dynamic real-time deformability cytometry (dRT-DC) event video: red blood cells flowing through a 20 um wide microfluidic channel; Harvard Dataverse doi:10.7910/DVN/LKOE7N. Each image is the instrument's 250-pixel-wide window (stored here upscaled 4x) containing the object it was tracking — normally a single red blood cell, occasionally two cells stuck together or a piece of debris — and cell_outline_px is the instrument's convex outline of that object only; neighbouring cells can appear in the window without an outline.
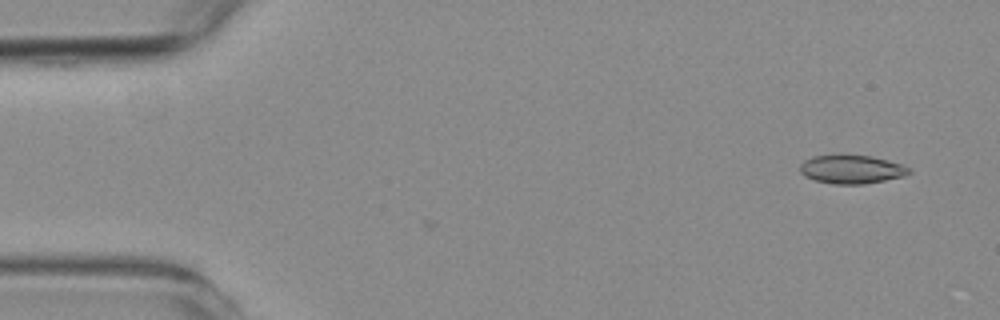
{"species": "common noctule bat (a hibernating species)", "species_latin": "Nyctalus noctula", "temperature_condition": "room temperature", "stored_images_in_passage": 2, "camera_frame_rate_fps": 3000, "um_per_image_px": 0.085, "animal": {"sex": "female", "body_mass_g": 19.3, "forearm_length_mm": 54.1}, "frame": {"image": 1, "passage_image": 2, "time_ms": 0.333, "image_size_px": [1000, 320], "cell_outline_px": [[912, 172], [904, 176], [864, 184], [832, 184], [816, 180], [804, 176], [800, 172], [800, 164], [804, 160], [812, 156], [840, 152], [872, 156], [888, 160], [900, 164], [908, 168]], "centroid_in_image_um": [72.32, 14.35], "position_along_channel_um": 12.7, "area_um2": 18.73}}